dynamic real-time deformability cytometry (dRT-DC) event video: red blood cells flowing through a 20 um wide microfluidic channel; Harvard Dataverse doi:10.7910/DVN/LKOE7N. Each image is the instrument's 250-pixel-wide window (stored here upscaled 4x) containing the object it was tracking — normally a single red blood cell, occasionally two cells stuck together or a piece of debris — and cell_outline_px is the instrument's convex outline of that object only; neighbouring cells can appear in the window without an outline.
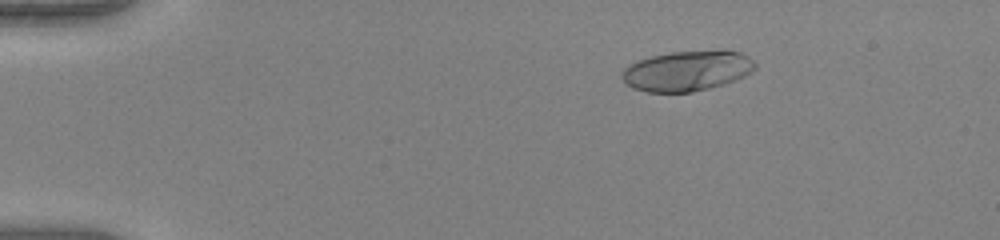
{"species": "human", "species_latin": "Homo sapiens", "temperature_condition": "warm", "stored_images_in_passage": 52, "camera_frame_rate_fps": 3000, "um_per_image_px": 0.085, "donor": {"sex": "female"}, "frame": {"image": 1, "passage_image": 9, "time_ms": 2.667, "image_size_px": [1000, 240], "cell_outline_px": [[756, 68], [744, 76], [724, 84], [692, 92], [648, 92], [632, 88], [620, 76], [624, 68], [640, 60], [652, 56], [672, 52], [740, 52], [748, 56], [756, 64]], "centroid_in_image_um": [58.38, 6.05], "position_along_channel_um": 26.6, "area_um2": 30.46}}
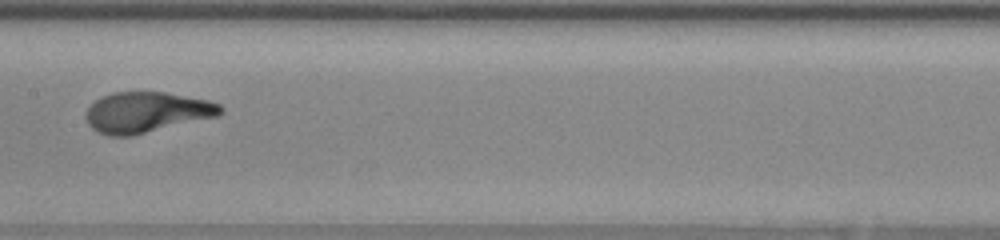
{"frame": {"image": 2, "passage_image": 28, "time_ms": 9.0, "image_size_px": [1000, 240], "cell_outline_px": [[224, 112], [220, 116], [132, 136], [108, 136], [92, 128], [88, 124], [88, 108], [96, 100], [112, 92], [164, 92], [208, 100], [220, 104], [224, 108]], "centroid_in_image_um": [12.54, 9.55], "position_along_channel_um": 194.9, "area_um2": 31.79}}
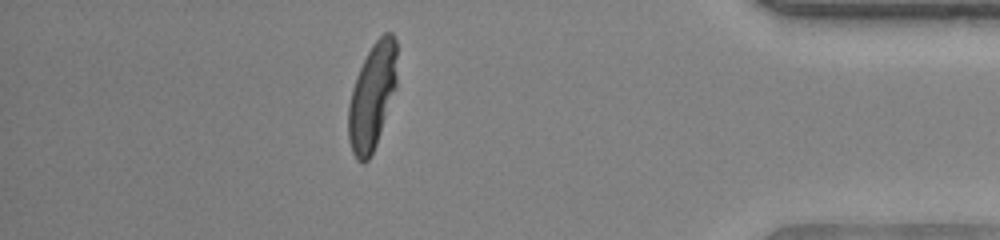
{"frame": {"image": 3, "passage_image": 46, "time_ms": 15.0, "image_size_px": [1000, 240], "cell_outline_px": [[396, 84], [376, 144], [368, 160], [364, 164], [360, 164], [356, 160], [352, 152], [348, 140], [348, 104], [352, 88], [356, 76], [372, 44], [384, 32], [392, 32], [396, 40]], "centroid_in_image_um": [31.6, 8.21], "position_along_channel_um": 403.6, "area_um2": 29.82}}